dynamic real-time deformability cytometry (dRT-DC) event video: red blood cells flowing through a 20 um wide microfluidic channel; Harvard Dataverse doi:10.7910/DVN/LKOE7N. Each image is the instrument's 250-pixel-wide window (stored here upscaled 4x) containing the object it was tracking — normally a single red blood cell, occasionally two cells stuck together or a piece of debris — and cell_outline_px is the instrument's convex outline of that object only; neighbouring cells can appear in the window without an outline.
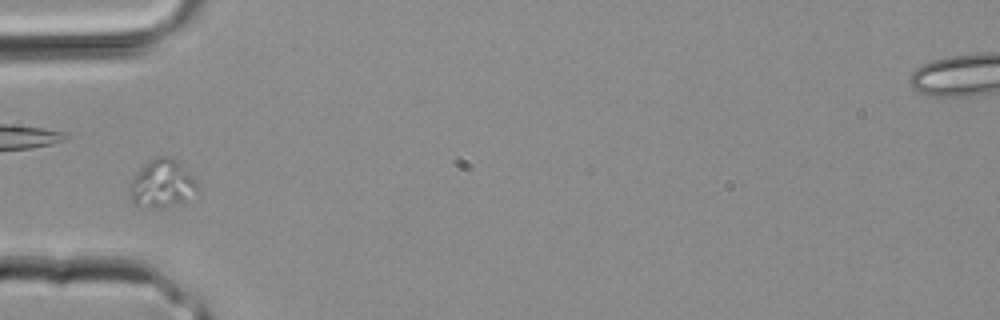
{"species": "common noctule bat (a hibernating species)", "species_latin": "Nyctalus noctula", "temperature_condition": "room temperature", "stored_images_in_passage": 3, "camera_frame_rate_fps": 3000, "um_per_image_px": 0.085, "animal": {"sex": "male", "body_mass_g": 20.4}, "frame": {"image": 1, "passage_image": 3, "time_ms": 0.667, "image_size_px": [1000, 320], "cell_outline_px": [[196, 188], [184, 200], [160, 208], [140, 208], [132, 204], [128, 188], [136, 172], [144, 164], [156, 156], [172, 156], [180, 160], [196, 180]], "centroid_in_image_um": [13.7, 15.58], "position_along_channel_um": 71.3, "area_um2": 19.02}}